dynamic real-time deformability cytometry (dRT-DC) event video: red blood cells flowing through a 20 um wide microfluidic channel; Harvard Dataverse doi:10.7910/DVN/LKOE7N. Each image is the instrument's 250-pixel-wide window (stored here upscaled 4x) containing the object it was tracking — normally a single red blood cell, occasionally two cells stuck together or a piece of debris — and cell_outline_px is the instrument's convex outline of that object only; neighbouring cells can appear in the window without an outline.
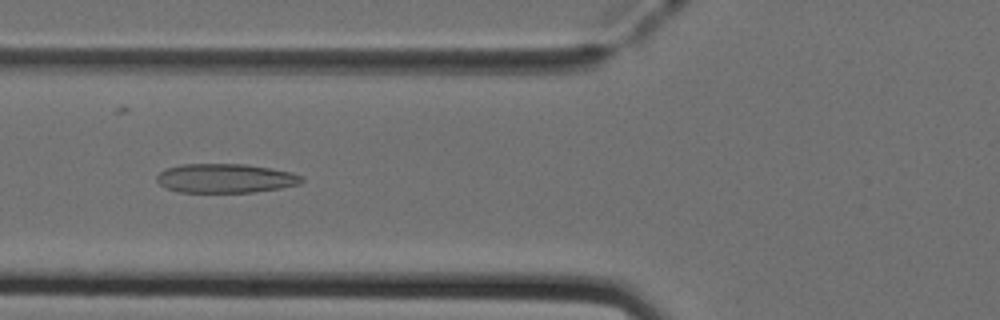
{"species": "Egyptian fruit bat (a non-hibernating species)", "species_latin": "Rousettus aegyptiacus", "temperature_condition": "cold", "stored_images_in_passage": 50, "camera_frame_rate_fps": 3000, "um_per_image_px": 0.085, "animal": {"sex": "female"}, "frame": {"image": 1, "passage_image": 19, "time_ms": 6.0, "image_size_px": [1000, 320], "cell_outline_px": [[304, 180], [300, 184], [280, 188], [252, 192], [180, 192], [168, 188], [160, 184], [156, 180], [156, 176], [164, 168], [180, 164], [244, 164], [272, 168], [292, 172], [304, 176]], "centroid_in_image_um": [19.18, 15.14], "position_along_channel_um": 106.6, "area_um2": 24.74}}
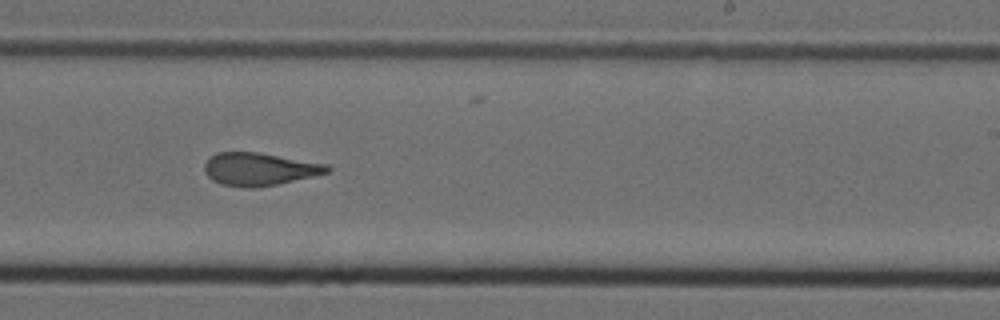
{"frame": {"image": 2, "passage_image": 31, "time_ms": 10.0, "image_size_px": [1000, 320], "cell_outline_px": [[332, 168], [328, 172], [280, 184], [256, 188], [248, 188], [220, 184], [212, 180], [204, 172], [204, 164], [216, 152], [256, 152], [328, 164]], "centroid_in_image_um": [22.03, 14.38], "position_along_channel_um": 267.0, "area_um2": 23.47}}
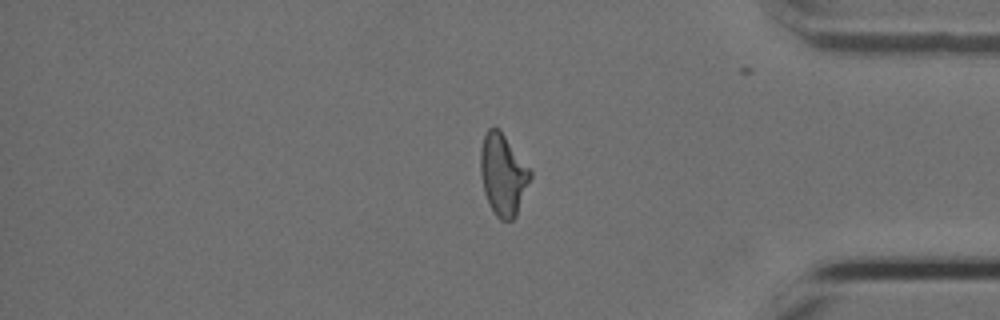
{"frame": {"image": 3, "passage_image": 42, "time_ms": 13.667, "image_size_px": [1000, 320], "cell_outline_px": [[532, 176], [516, 216], [512, 220], [500, 220], [496, 216], [484, 192], [480, 172], [480, 148], [484, 132], [492, 124], [504, 136], [532, 172]], "centroid_in_image_um": [42.73, 14.83], "position_along_channel_um": 392.5, "area_um2": 23.41}, "authors_computed_cell_mechanics": {"area_um2": 24.0159, "velocity_mm_per_s": 4.0032, "shape_relaxation_time_tau1_ms": 10.9212, "shape_relaxation_time_tau2_ms": 2.145, "deformation_change_tau1": 0.2442, "deformation_change_tau2": 0.1105}}